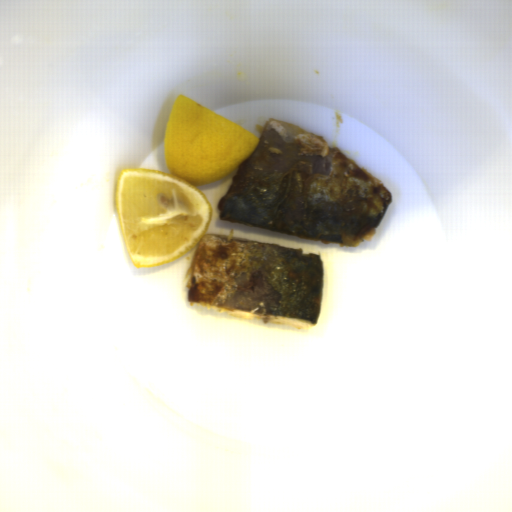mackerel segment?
Listing matches in <instances>:
<instances>
[{
  "instance_id": "mackerel-segment-2",
  "label": "mackerel segment",
  "mask_w": 512,
  "mask_h": 512,
  "mask_svg": "<svg viewBox=\"0 0 512 512\" xmlns=\"http://www.w3.org/2000/svg\"><path fill=\"white\" fill-rule=\"evenodd\" d=\"M323 259L223 234H204L192 258L187 300L232 318L310 330L317 325Z\"/></svg>"
},
{
  "instance_id": "mackerel-segment-1",
  "label": "mackerel segment",
  "mask_w": 512,
  "mask_h": 512,
  "mask_svg": "<svg viewBox=\"0 0 512 512\" xmlns=\"http://www.w3.org/2000/svg\"><path fill=\"white\" fill-rule=\"evenodd\" d=\"M391 202L381 181L325 137L270 117L218 209L220 221L354 247Z\"/></svg>"
}]
</instances>
